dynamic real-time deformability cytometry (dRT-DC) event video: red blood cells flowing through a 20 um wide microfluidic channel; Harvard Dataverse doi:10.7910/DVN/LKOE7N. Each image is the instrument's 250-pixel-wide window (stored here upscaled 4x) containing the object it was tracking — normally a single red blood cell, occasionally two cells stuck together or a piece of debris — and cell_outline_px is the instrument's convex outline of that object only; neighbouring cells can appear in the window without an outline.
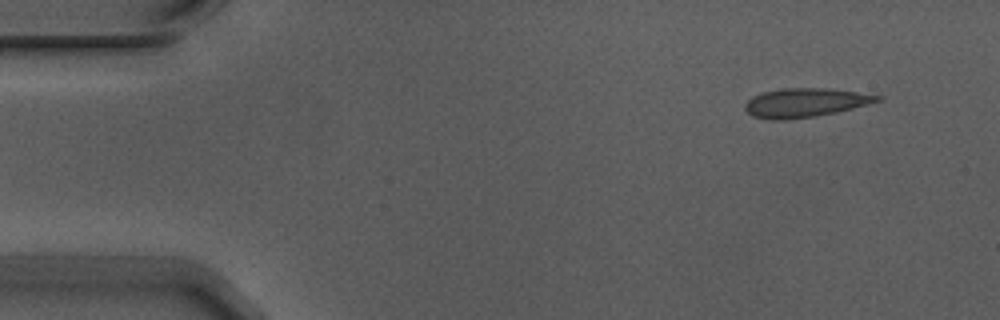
{"species": "Egyptian fruit bat (a non-hibernating species)", "species_latin": "Rousettus aegyptiacus", "temperature_condition": "warm", "stored_images_in_passage": 5, "segment_of_instrument_passage": [2, 2], "camera_frame_rate_fps": 3000, "um_per_image_px": 0.085, "animal": {"sex": "male"}, "frame": {"image": 1, "passage_image": 5, "time_ms": 1.333, "image_size_px": [1000, 320], "cell_outline_px": [[884, 96], [880, 100], [868, 104], [836, 112], [812, 116], [784, 120], [772, 120], [752, 116], [744, 108], [744, 104], [752, 96], [764, 92], [780, 88], [828, 88]], "centroid_in_image_um": [68.4, 8.72], "position_along_channel_um": 16.6, "area_um2": 22.14}}